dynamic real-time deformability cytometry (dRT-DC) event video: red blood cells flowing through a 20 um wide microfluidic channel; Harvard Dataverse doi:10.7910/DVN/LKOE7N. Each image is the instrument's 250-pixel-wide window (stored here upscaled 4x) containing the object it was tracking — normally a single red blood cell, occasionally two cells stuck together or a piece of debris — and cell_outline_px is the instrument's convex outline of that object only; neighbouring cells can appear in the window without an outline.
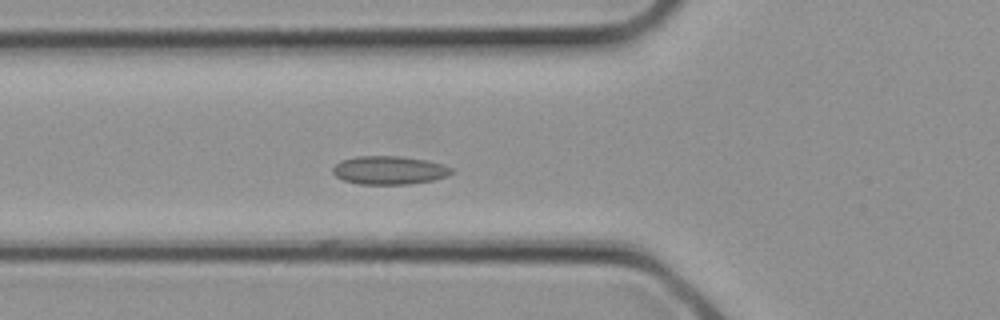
{"species": "common noctule bat (a hibernating species)", "species_latin": "Nyctalus noctula", "temperature_condition": "cold", "stored_images_in_passage": 3, "camera_frame_rate_fps": 3000, "um_per_image_px": 0.085, "animal": {"sex": "female", "body_mass_g": 21.9}, "frame": {"image": 1, "passage_image": 3, "time_ms": 0.667, "image_size_px": [1000, 320], "cell_outline_px": [[452, 172], [448, 176], [432, 180], [408, 184], [360, 184], [344, 180], [336, 176], [332, 172], [332, 168], [340, 160], [356, 156], [400, 156], [428, 160], [444, 164], [452, 168]], "centroid_in_image_um": [33.09, 14.46], "position_along_channel_um": 92.7, "area_um2": 19.71}}